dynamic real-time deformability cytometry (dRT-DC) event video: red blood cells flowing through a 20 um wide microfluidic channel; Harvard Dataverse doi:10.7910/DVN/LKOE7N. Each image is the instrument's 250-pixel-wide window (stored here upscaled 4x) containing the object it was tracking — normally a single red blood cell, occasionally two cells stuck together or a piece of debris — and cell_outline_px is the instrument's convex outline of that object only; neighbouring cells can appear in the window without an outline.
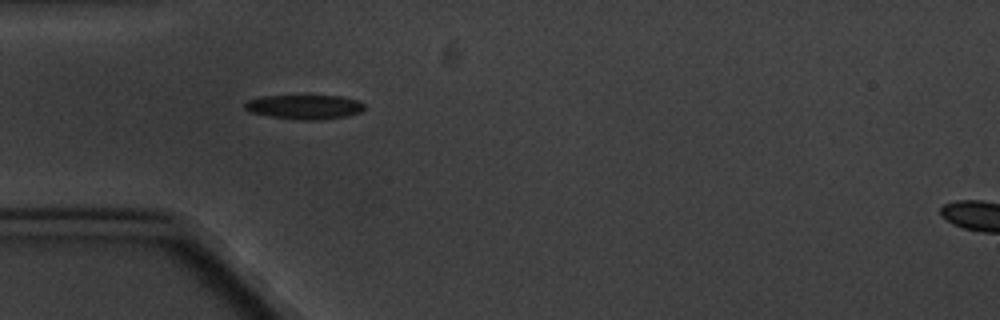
{"species": "common noctule bat (a hibernating species)", "species_latin": "Nyctalus noctula", "temperature_condition": "cold", "stored_images_in_passage": 2, "segment_of_instrument_passage": [1, 2], "camera_frame_rate_fps": 3000, "um_per_image_px": 0.085, "animal": {"sex": "male", "body_mass_g": 20.1, "forearm_length_mm": 53.5}, "frame": {"image": 1, "passage_image": 1, "time_ms": 0.0, "image_size_px": [1000, 320], "cell_outline_px": [[364, 108], [360, 112], [348, 116], [316, 120], [296, 120], [268, 116], [248, 112], [244, 108], [244, 104], [248, 100], [264, 96], [340, 96], [356, 100], [364, 104]], "centroid_in_image_um": [25.85, 9.1], "position_along_channel_um": 59.2, "area_um2": 16.99}}